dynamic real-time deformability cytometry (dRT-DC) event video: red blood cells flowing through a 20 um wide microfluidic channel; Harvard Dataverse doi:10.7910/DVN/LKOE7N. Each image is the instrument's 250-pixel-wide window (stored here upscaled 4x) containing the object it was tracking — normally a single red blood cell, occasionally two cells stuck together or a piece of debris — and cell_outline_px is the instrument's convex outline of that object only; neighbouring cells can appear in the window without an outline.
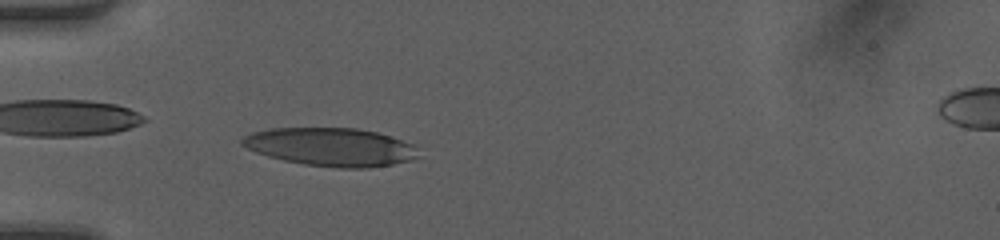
{"species": "human", "species_latin": "Homo sapiens", "temperature_condition": "room temperature", "stored_images_in_passage": 34, "camera_frame_rate_fps": 3000, "um_per_image_px": 0.085, "donor": {"sex": "female"}, "frame": {"image": 1, "passage_image": 4, "time_ms": 1.0, "image_size_px": [1000, 240], "cell_outline_px": [[420, 156], [408, 160], [392, 164], [368, 168], [336, 168], [304, 164], [284, 160], [268, 156], [256, 152], [240, 144], [240, 140], [244, 136], [252, 132], [268, 128], [356, 128], [376, 132], [412, 144]], "centroid_in_image_um": [28.07, 12.49], "position_along_channel_um": 56.9, "area_um2": 39.07}}
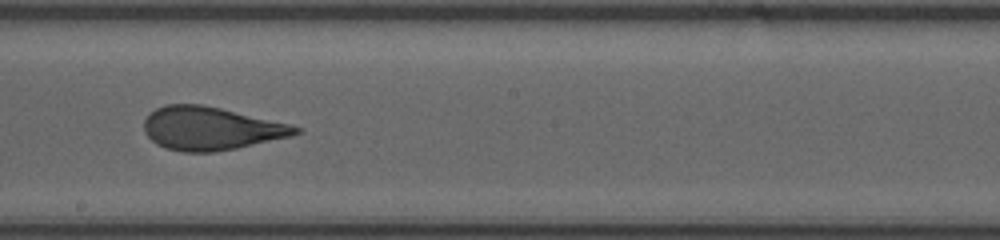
{"frame": {"image": 2, "passage_image": 17, "time_ms": 5.333, "image_size_px": [1000, 240], "cell_outline_px": [[300, 132], [292, 136], [236, 148], [216, 152], [184, 152], [168, 148], [156, 144], [144, 132], [144, 120], [148, 112], [164, 104], [204, 104], [288, 124], [300, 128]], "centroid_in_image_um": [17.86, 10.91], "position_along_channel_um": 230.3, "area_um2": 37.97}}
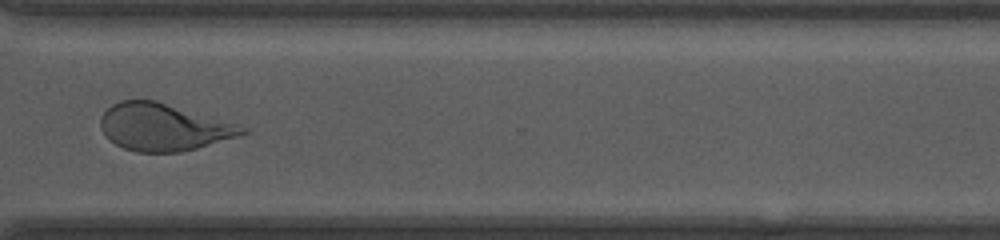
{"frame": {"image": 3, "passage_image": 26, "time_ms": 8.333, "image_size_px": [1000, 240], "cell_outline_px": [[248, 132], [236, 136], [196, 148], [180, 152], [136, 152], [124, 148], [108, 140], [100, 124], [100, 120], [104, 112], [112, 104], [120, 100], [156, 100], [236, 124], [248, 128]], "centroid_in_image_um": [13.85, 10.8], "position_along_channel_um": 356.8, "area_um2": 38.44}, "authors_computed_cell_mechanics": {"area_um2": 38.9283, "velocity_mm_per_s": 4.2284, "shape_relaxation_time_tau1_ms": 6.3381, "shape_relaxation_time_tau2_ms": 1.1359, "deformation_change_tau1": 0.2024, "deformation_change_tau2": 0.0833}}